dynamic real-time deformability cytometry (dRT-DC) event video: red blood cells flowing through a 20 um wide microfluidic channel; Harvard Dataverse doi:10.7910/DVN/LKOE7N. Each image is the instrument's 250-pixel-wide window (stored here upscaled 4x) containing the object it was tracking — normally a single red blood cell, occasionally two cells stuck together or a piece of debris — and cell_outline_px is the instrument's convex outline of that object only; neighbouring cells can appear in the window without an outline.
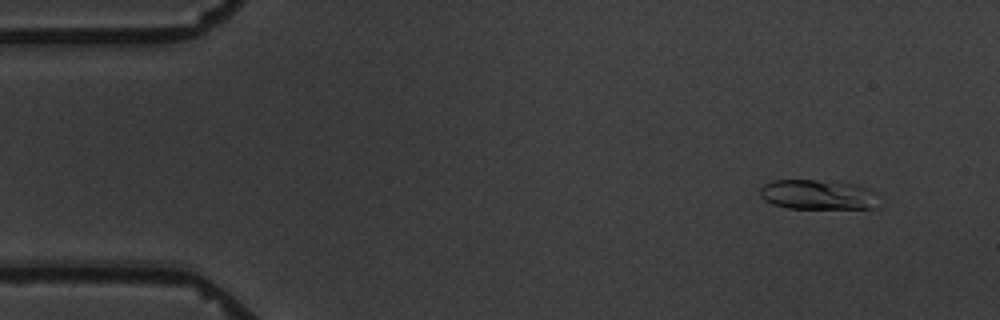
{"species": "common noctule bat (a hibernating species)", "species_latin": "Nyctalus noctula", "temperature_condition": "warm", "stored_images_in_passage": 8, "camera_frame_rate_fps": 3000, "um_per_image_px": 0.085, "animal": {"sex": "male", "body_mass_g": 19.5, "forearm_length_mm": 54.6}, "frame": {"image": 1, "passage_image": 1, "time_ms": 0.0, "image_size_px": [1000, 320], "cell_outline_px": [[880, 208], [788, 208], [772, 204], [764, 200], [760, 196], [760, 188], [764, 184], [772, 180], [816, 180], [856, 184], [868, 188], [872, 192]], "centroid_in_image_um": [69.48, 16.55], "position_along_channel_um": 15.5, "area_um2": 20.58}}
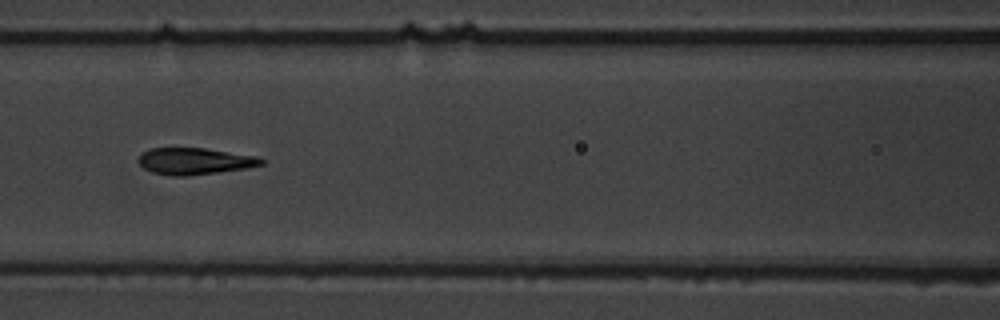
{"frame": {"image": 2, "passage_image": 7, "time_ms": 6.667, "image_size_px": [1000, 320], "cell_outline_px": [[264, 164], [248, 168], [188, 176], [172, 176], [152, 172], [144, 168], [136, 160], [144, 152], [152, 148], [204, 148], [256, 156], [264, 160]], "centroid_in_image_um": [16.55, 13.7], "position_along_channel_um": 150.0, "area_um2": 19.02}}
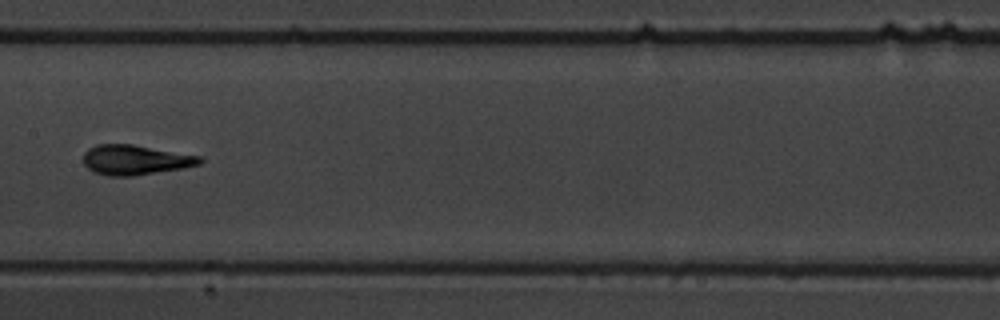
{"frame": {"image": 3, "passage_image": 8, "time_ms": 8.0, "image_size_px": [1000, 320], "cell_outline_px": [[204, 160], [200, 164], [180, 168], [132, 176], [108, 176], [92, 172], [84, 164], [84, 152], [88, 148], [96, 144], [132, 144], [200, 156]], "centroid_in_image_um": [11.45, 13.58], "position_along_channel_um": 195.9, "area_um2": 20.17}}